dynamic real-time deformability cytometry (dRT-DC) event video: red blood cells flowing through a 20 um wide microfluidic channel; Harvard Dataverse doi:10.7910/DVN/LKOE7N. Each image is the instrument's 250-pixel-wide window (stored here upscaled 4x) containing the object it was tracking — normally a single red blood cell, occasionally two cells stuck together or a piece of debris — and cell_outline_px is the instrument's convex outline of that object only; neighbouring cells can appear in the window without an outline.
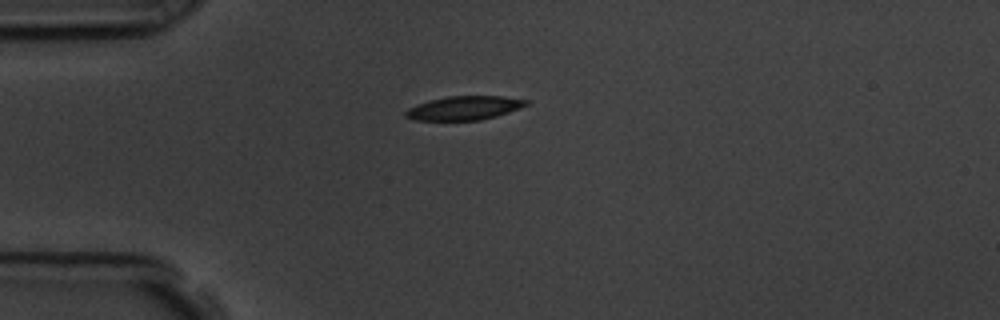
{"species": "common noctule bat (a hibernating species)", "species_latin": "Nyctalus noctula", "temperature_condition": "room temperature", "stored_images_in_passage": 43, "camera_frame_rate_fps": 3000, "um_per_image_px": 0.085, "animal": {"sex": "male", "body_mass_g": 19.5, "forearm_length_mm": 54.6}, "frame": {"image": 1, "passage_image": 1, "time_ms": 0.0, "image_size_px": [1000, 320], "cell_outline_px": [[528, 104], [520, 108], [496, 116], [480, 120], [416, 120], [404, 116], [404, 112], [408, 108], [416, 104], [428, 100], [448, 96], [504, 96], [528, 100]], "centroid_in_image_um": [39.43, 9.17], "position_along_channel_um": 45.6, "area_um2": 16.76}}
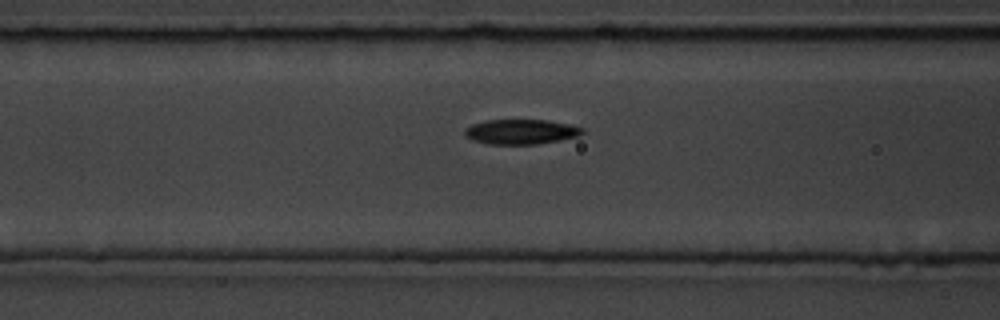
{"frame": {"image": 2, "passage_image": 9, "time_ms": 2.667, "image_size_px": [1000, 320], "cell_outline_px": [[584, 132], [580, 136], [560, 140], [536, 144], [488, 144], [472, 140], [464, 136], [464, 128], [472, 124], [484, 120], [548, 120], [572, 124], [584, 128]], "centroid_in_image_um": [44.29, 11.19], "position_along_channel_um": 122.3, "area_um2": 17.34}}
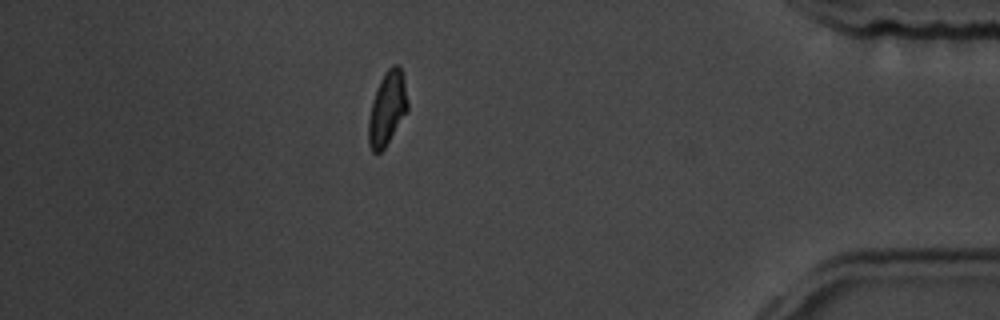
{"frame": {"image": 3, "passage_image": 36, "time_ms": 11.667, "image_size_px": [1000, 320], "cell_outline_px": [[408, 112], [384, 148], [380, 152], [372, 152], [368, 144], [368, 120], [372, 100], [380, 80], [388, 68], [392, 64], [400, 64], [404, 80], [408, 104]], "centroid_in_image_um": [32.91, 9.21], "position_along_channel_um": 402.3, "area_um2": 16.94}, "authors_computed_cell_mechanics": {"area_um2": 17.34, "velocity_mm_per_s": 3.5835, "shape_relaxation_time_tau1_ms": 4.0371, "shape_relaxation_time_tau2_ms": 7.0594, "deformation_change_tau1": 0.1653, "deformation_change_tau2": 0.1002}}